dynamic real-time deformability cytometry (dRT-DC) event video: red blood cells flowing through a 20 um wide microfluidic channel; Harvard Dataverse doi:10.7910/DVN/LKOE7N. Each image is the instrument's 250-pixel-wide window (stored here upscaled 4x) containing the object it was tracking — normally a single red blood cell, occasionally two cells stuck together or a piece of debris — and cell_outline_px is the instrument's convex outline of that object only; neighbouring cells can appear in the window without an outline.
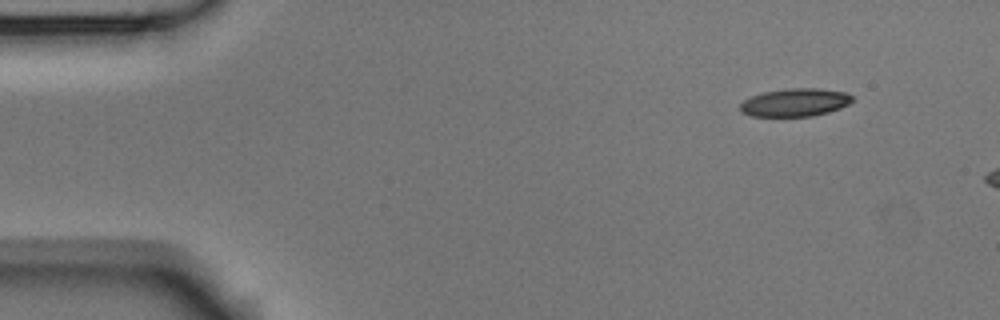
{"species": "Egyptian fruit bat (a non-hibernating species)", "species_latin": "Rousettus aegyptiacus", "temperature_condition": "room temperature", "stored_images_in_passage": 5, "segment_of_instrument_passage": [2, 2], "camera_frame_rate_fps": 3000, "um_per_image_px": 0.085, "animal": {"sex": "male"}, "frame": {"image": 1, "passage_image": 5, "time_ms": 1.333, "image_size_px": [1000, 320], "cell_outline_px": [[852, 100], [848, 104], [840, 108], [828, 112], [812, 116], [752, 116], [740, 112], [740, 104], [744, 100], [752, 96], [764, 92], [792, 88], [816, 88], [848, 92], [852, 96]], "centroid_in_image_um": [67.58, 8.71], "position_along_channel_um": 17.4, "area_um2": 18.21}}